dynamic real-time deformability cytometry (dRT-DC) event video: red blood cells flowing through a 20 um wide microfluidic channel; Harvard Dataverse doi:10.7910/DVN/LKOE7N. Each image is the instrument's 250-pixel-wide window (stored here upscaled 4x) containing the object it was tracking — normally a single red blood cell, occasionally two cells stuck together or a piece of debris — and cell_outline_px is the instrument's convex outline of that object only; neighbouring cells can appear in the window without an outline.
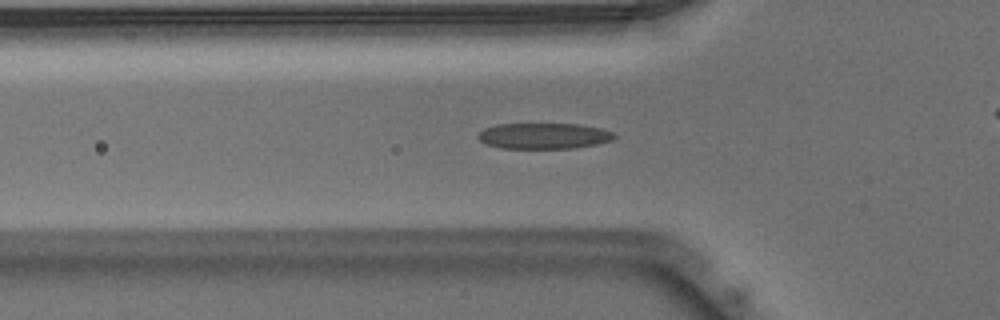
{"species": "Egyptian fruit bat (a non-hibernating species)", "species_latin": "Rousettus aegyptiacus", "temperature_condition": "warm", "stored_images_in_passage": 29, "camera_frame_rate_fps": 3000, "um_per_image_px": 0.085, "animal": {"sex": "male"}, "frame": {"image": 1, "passage_image": 2, "time_ms": 0.333, "image_size_px": [1000, 320], "cell_outline_px": [[616, 136], [612, 140], [596, 144], [572, 148], [500, 148], [484, 144], [476, 136], [484, 128], [496, 124], [580, 124], [600, 128], [612, 132]], "centroid_in_image_um": [46.18, 11.55], "position_along_channel_um": 79.6, "area_um2": 20.52}}
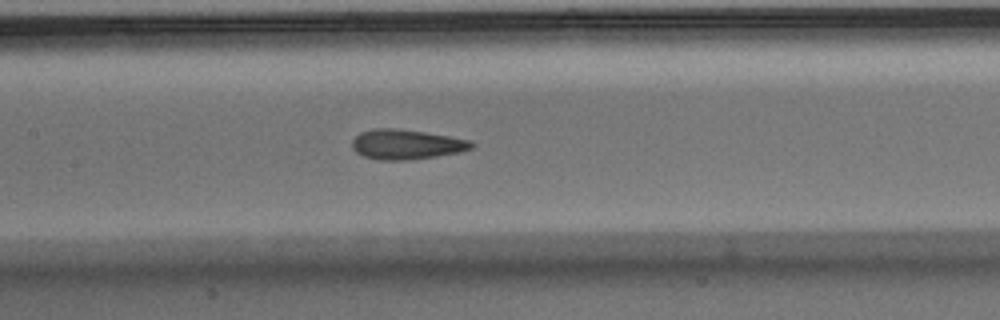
{"frame": {"image": 2, "passage_image": 9, "time_ms": 2.667, "image_size_px": [1000, 320], "cell_outline_px": [[476, 144], [472, 148], [460, 152], [436, 156], [408, 160], [380, 160], [364, 156], [356, 152], [352, 148], [352, 140], [360, 132], [372, 128], [396, 128], [424, 132], [472, 140]], "centroid_in_image_um": [34.54, 12.27], "position_along_channel_um": 172.9, "area_um2": 20.87}}
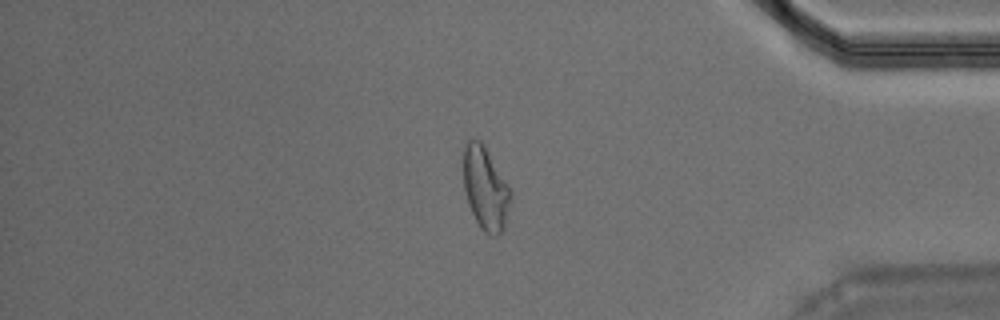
{"frame": {"image": 3, "passage_image": 28, "time_ms": 9.0, "image_size_px": [1000, 320], "cell_outline_px": [[512, 196], [504, 228], [496, 236], [492, 236], [484, 232], [480, 228], [468, 204], [464, 188], [464, 148], [468, 140], [480, 140], [512, 188]], "centroid_in_image_um": [41.29, 16.04], "position_along_channel_um": 393.9, "area_um2": 22.83}}